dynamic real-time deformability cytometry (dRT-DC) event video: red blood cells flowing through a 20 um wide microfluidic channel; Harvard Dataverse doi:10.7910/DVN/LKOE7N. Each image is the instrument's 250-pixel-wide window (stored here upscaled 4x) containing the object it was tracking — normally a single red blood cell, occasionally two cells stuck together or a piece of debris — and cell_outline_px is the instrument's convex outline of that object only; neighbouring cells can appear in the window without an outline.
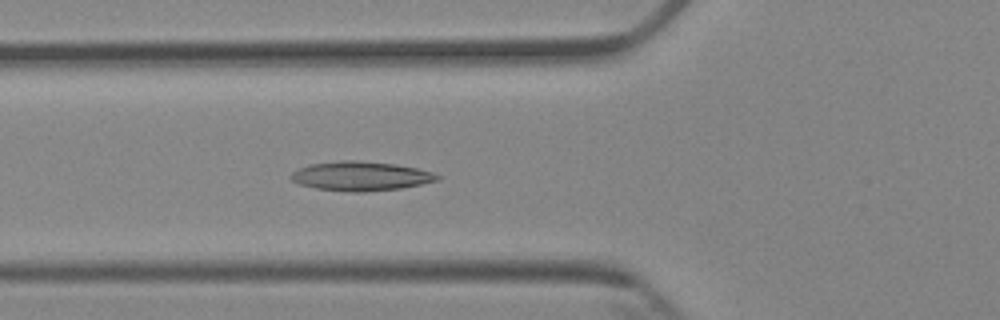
{"species": "Egyptian fruit bat (a non-hibernating species)", "species_latin": "Rousettus aegyptiacus", "temperature_condition": "cold", "stored_images_in_passage": 4, "camera_frame_rate_fps": 3000, "um_per_image_px": 0.085, "animal": {"sex": "female"}, "frame": {"image": 1, "passage_image": 4, "time_ms": 3.333, "image_size_px": [1000, 320], "cell_outline_px": [[440, 180], [400, 188], [364, 192], [352, 192], [316, 188], [300, 184], [292, 180], [288, 176], [296, 168], [308, 164], [340, 160], [356, 160], [396, 164], [416, 168], [432, 172], [440, 176]], "centroid_in_image_um": [30.62, 14.96], "position_along_channel_um": 95.2, "area_um2": 25.03}}